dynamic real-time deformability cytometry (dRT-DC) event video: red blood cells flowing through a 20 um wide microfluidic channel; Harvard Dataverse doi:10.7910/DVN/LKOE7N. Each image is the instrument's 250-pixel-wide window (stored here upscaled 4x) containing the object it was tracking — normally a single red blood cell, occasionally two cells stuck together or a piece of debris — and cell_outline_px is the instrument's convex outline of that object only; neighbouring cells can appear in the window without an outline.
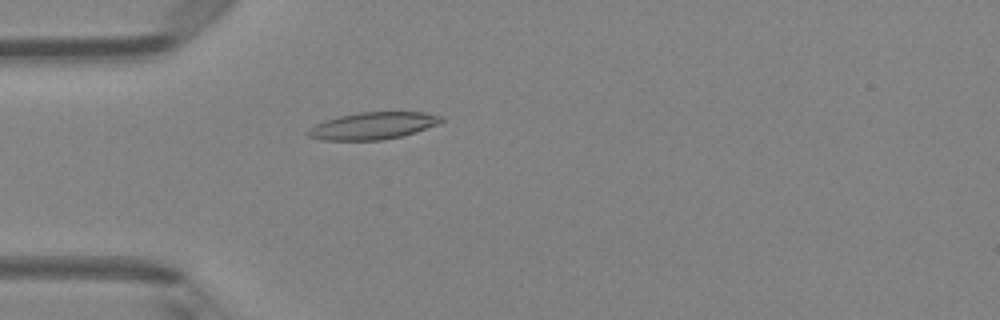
{"species": "Egyptian fruit bat (a non-hibernating species)", "species_latin": "Rousettus aegyptiacus", "temperature_condition": "room temperature", "stored_images_in_passage": 3, "camera_frame_rate_fps": 3000, "um_per_image_px": 0.085, "animal": {"sex": "female"}, "frame": {"image": 1, "passage_image": 3, "time_ms": 0.667, "image_size_px": [1000, 320], "cell_outline_px": [[444, 120], [440, 124], [416, 132], [400, 136], [380, 140], [324, 140], [308, 136], [304, 132], [316, 124], [324, 120], [356, 112], [424, 112], [440, 116]], "centroid_in_image_um": [31.7, 10.68], "position_along_channel_um": 53.3, "area_um2": 21.04}}